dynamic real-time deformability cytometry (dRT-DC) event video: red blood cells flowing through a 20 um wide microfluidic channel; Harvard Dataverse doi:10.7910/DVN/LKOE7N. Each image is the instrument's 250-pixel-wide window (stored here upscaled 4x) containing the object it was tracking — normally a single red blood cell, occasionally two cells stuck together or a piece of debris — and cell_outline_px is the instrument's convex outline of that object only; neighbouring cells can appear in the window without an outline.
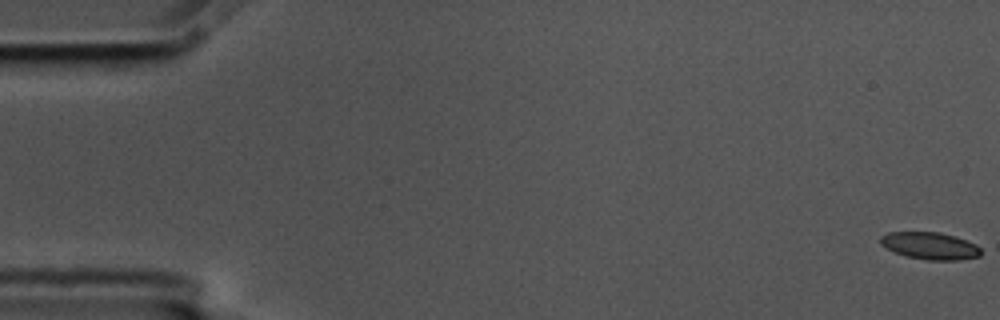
{"species": "common noctule bat (a hibernating species)", "species_latin": "Nyctalus noctula", "temperature_condition": "cold", "stored_images_in_passage": 58, "camera_frame_rate_fps": 3000, "um_per_image_px": 0.085, "animal": {"sex": "male", "body_mass_g": 17.5, "forearm_length_mm": 52.3}, "frame": {"image": 1, "passage_image": 1, "time_ms": 0.0, "image_size_px": [1000, 320], "cell_outline_px": [[980, 256], [960, 260], [928, 260], [904, 256], [880, 244], [880, 236], [888, 232], [940, 232], [956, 236], [976, 244], [980, 248]], "centroid_in_image_um": [79.06, 20.89], "position_along_channel_um": 5.9, "area_um2": 15.95}}
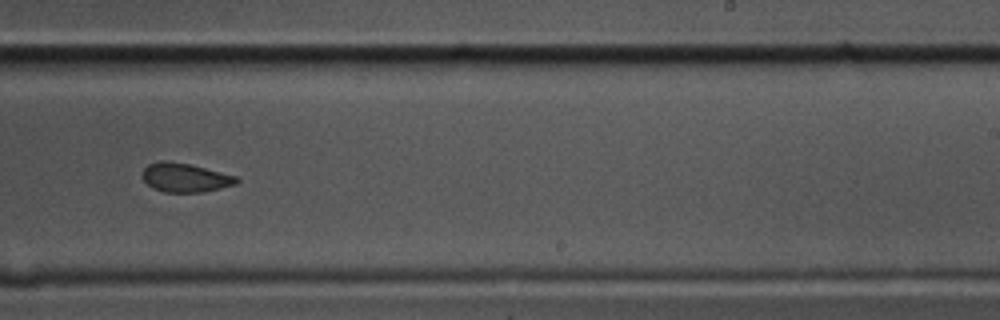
{"frame": {"image": 2, "passage_image": 36, "time_ms": 11.667, "image_size_px": [1000, 320], "cell_outline_px": [[240, 180], [236, 184], [204, 192], [164, 192], [152, 188], [144, 180], [144, 168], [148, 164], [160, 160], [164, 160], [188, 164], [236, 176]], "centroid_in_image_um": [15.73, 15.1], "position_along_channel_um": 273.3, "area_um2": 15.66}}
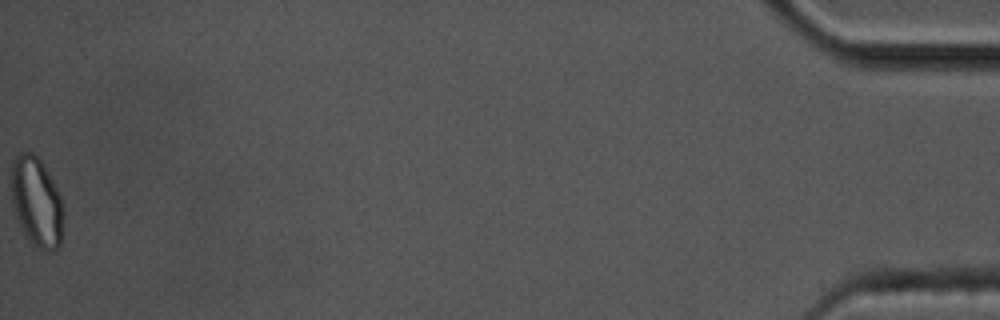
{"frame": {"image": 3, "passage_image": 58, "time_ms": 19.0, "image_size_px": [1000, 320], "cell_outline_px": [[64, 216], [60, 244], [52, 252], [44, 252], [32, 244], [24, 232], [16, 216], [12, 204], [12, 160], [20, 152], [32, 152], [44, 164], [60, 196], [64, 208]], "centroid_in_image_um": [3.13, 17.18], "position_along_channel_um": 432.1, "area_um2": 27.28}, "authors_computed_cell_mechanics": {"area_um2": 16.5019, "velocity_mm_per_s": 3.547, "shape_relaxation_time_tau1_ms": 8.7056, "shape_relaxation_time_tau2_ms": 1.4499, "deformation_change_tau1": 0.1441, "deformation_change_tau2": 0.0606}}